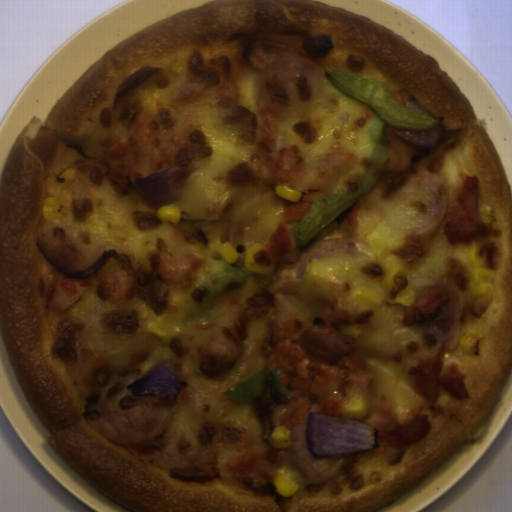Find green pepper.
<instances>
[{
    "label": "green pepper",
    "instance_id": "obj_1",
    "mask_svg": "<svg viewBox=\"0 0 512 512\" xmlns=\"http://www.w3.org/2000/svg\"><path fill=\"white\" fill-rule=\"evenodd\" d=\"M324 77L343 95L366 106L377 117L366 128L373 150L363 173L350 189H338L328 197L314 196L310 207L291 230L301 250L324 226L375 186L389 160L386 124L404 130L431 131L445 118H435L404 107L393 98L391 90L375 78L335 68L325 71Z\"/></svg>",
    "mask_w": 512,
    "mask_h": 512
},
{
    "label": "green pepper",
    "instance_id": "obj_2",
    "mask_svg": "<svg viewBox=\"0 0 512 512\" xmlns=\"http://www.w3.org/2000/svg\"><path fill=\"white\" fill-rule=\"evenodd\" d=\"M222 395L241 403H252L263 410L292 403L291 394L282 384L275 364L262 367Z\"/></svg>",
    "mask_w": 512,
    "mask_h": 512
},
{
    "label": "green pepper",
    "instance_id": "obj_3",
    "mask_svg": "<svg viewBox=\"0 0 512 512\" xmlns=\"http://www.w3.org/2000/svg\"><path fill=\"white\" fill-rule=\"evenodd\" d=\"M250 274L238 262L224 264L212 273L202 284L199 296L181 324L197 321L206 316L217 297L245 286ZM180 324V325H181Z\"/></svg>",
    "mask_w": 512,
    "mask_h": 512
}]
</instances>
